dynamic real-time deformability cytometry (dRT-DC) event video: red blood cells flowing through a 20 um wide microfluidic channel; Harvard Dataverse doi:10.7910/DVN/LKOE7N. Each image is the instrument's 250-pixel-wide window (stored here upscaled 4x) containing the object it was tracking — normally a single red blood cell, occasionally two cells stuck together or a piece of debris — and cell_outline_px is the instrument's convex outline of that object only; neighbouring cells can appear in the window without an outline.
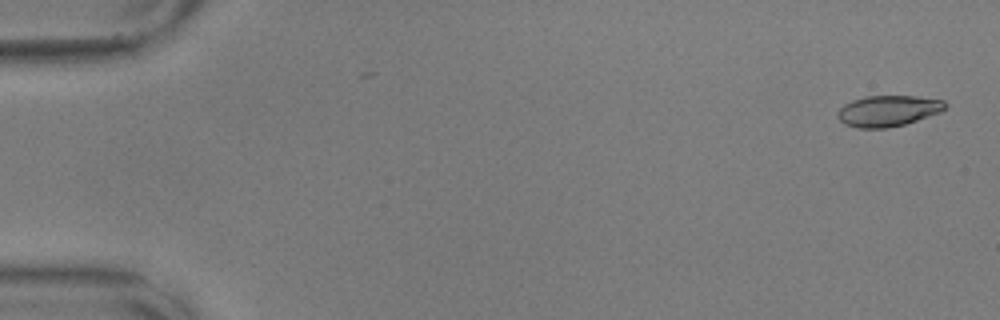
{"species": "common noctule bat (a hibernating species)", "species_latin": "Nyctalus noctula", "temperature_condition": "warm", "stored_images_in_passage": 4, "camera_frame_rate_fps": 3000, "um_per_image_px": 0.085, "animal": {"sex": "male", "body_mass_g": 17.9, "forearm_length_mm": 54.2}, "frame": {"image": 1, "passage_image": 2, "time_ms": 0.333, "image_size_px": [1000, 320], "cell_outline_px": [[948, 104], [940, 112], [904, 124], [888, 128], [856, 128], [844, 124], [836, 116], [836, 112], [844, 104], [852, 100], [864, 96], [916, 96], [944, 100]], "centroid_in_image_um": [75.44, 9.42], "position_along_channel_um": 9.6, "area_um2": 19.48}}